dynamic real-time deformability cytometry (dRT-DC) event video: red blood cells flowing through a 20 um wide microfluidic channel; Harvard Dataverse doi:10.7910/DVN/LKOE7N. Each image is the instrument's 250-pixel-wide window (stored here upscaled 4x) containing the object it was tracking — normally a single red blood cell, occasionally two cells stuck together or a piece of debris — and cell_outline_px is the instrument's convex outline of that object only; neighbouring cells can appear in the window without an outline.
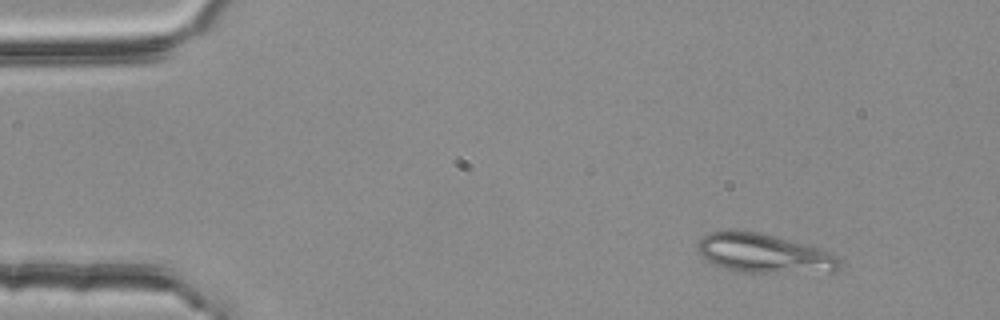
{"species": "common noctule bat (a hibernating species)", "species_latin": "Nyctalus noctula", "temperature_condition": "room temperature", "stored_images_in_passage": 3, "camera_frame_rate_fps": 3000, "um_per_image_px": 0.085, "animal": {"sex": "female", "body_mass_g": 25.1}, "frame": {"image": 1, "passage_image": 1, "time_ms": 0.0, "image_size_px": [1000, 320], "cell_outline_px": [[840, 268], [836, 272], [744, 272], [720, 268], [700, 256], [696, 248], [696, 244], [708, 232], [732, 228], [736, 228], [756, 232], [788, 240], [832, 252], [840, 260]], "centroid_in_image_um": [64.87, 21.53], "position_along_channel_um": 20.1, "area_um2": 32.66}}